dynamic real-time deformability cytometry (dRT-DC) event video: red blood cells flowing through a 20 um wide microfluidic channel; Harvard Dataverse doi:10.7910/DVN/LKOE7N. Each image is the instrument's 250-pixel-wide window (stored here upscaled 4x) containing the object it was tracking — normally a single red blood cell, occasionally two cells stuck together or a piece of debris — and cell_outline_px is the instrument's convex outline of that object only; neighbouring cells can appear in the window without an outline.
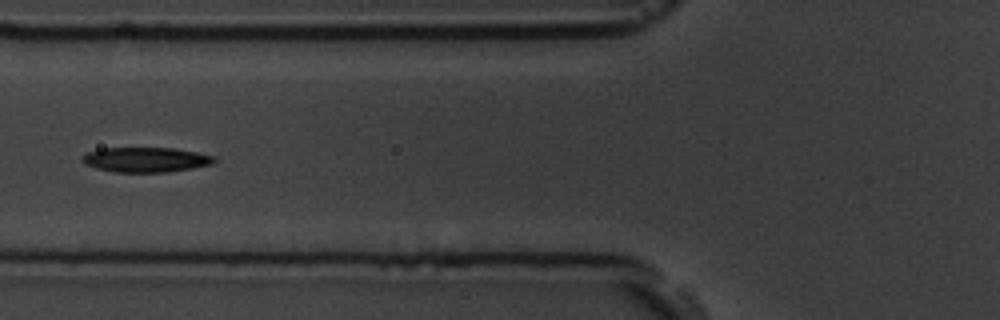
{"species": "common noctule bat (a hibernating species)", "species_latin": "Nyctalus noctula", "temperature_condition": "room temperature", "stored_images_in_passage": 16, "camera_frame_rate_fps": 3000, "um_per_image_px": 0.085, "animal": {"sex": "male", "body_mass_g": 19.5, "forearm_length_mm": 54.6}, "frame": {"image": 1, "passage_image": 7, "time_ms": 6.667, "image_size_px": [1000, 320], "cell_outline_px": [[216, 160], [212, 164], [192, 168], [168, 172], [116, 172], [96, 168], [84, 164], [80, 160], [88, 152], [100, 148], [176, 148], [216, 156]], "centroid_in_image_um": [12.4, 13.57], "position_along_channel_um": 113.4, "area_um2": 19.19}}
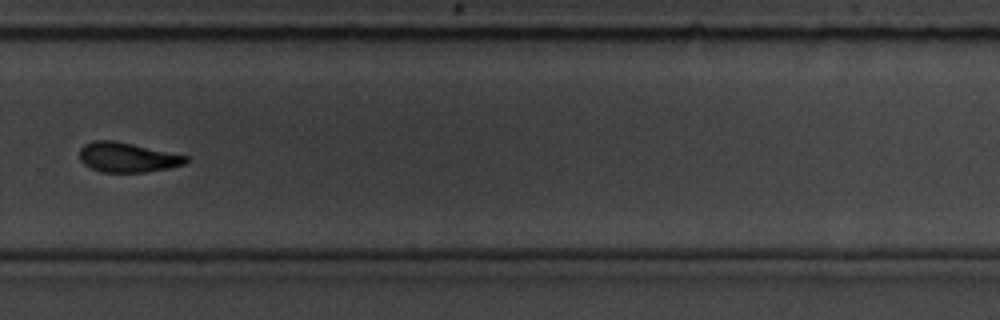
{"frame": {"image": 2, "passage_image": 12, "time_ms": 12.333, "image_size_px": [1000, 320], "cell_outline_px": [[188, 160], [184, 164], [168, 168], [144, 172], [104, 172], [92, 168], [84, 164], [80, 160], [80, 148], [84, 144], [92, 140], [112, 140], [132, 144], [188, 156]], "centroid_in_image_um": [10.8, 13.37], "position_along_channel_um": 319.0, "area_um2": 18.21}}
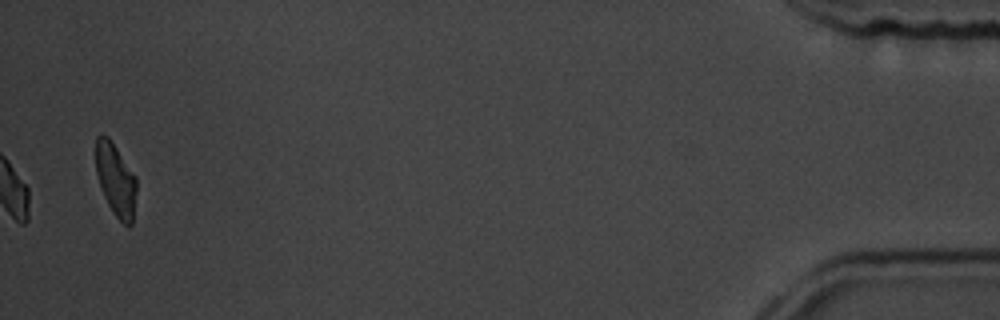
{"frame": {"image": 3, "passage_image": 16, "time_ms": 17.667, "image_size_px": [1000, 320], "cell_outline_px": [[136, 192], [132, 224], [128, 228], [112, 212], [100, 188], [96, 172], [96, 136], [100, 132], [108, 136], [136, 176]], "centroid_in_image_um": [9.83, 15.27], "position_along_channel_um": 425.4, "area_um2": 17.34}, "authors_computed_cell_mechanics": {"area_um2": 19.5942, "velocity_mm_per_s": 3.6369, "shape_relaxation_time_tau1_ms": 5.2946, "shape_relaxation_time_tau2_ms": 4.2081, "deformation_change_tau1": 0.1618, "deformation_change_tau2": 0.114}}